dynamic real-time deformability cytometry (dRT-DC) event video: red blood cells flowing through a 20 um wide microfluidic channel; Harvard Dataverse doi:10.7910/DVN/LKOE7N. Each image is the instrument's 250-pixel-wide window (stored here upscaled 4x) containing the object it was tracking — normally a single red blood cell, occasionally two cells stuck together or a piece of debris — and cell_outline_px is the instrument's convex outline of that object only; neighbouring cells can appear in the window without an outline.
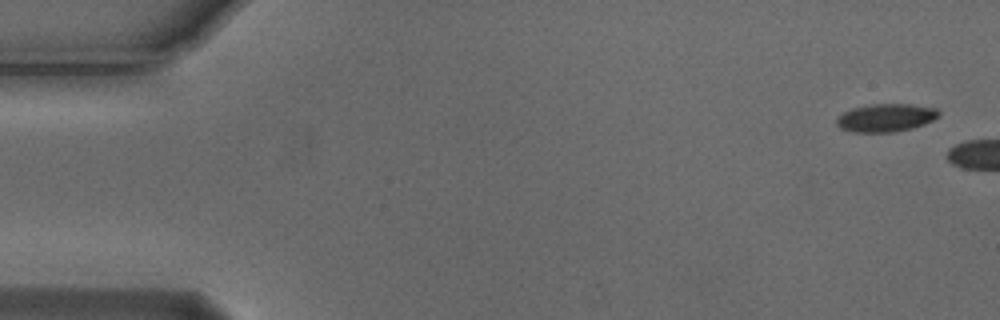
{"species": "Egyptian fruit bat (a non-hibernating species)", "species_latin": "Rousettus aegyptiacus", "temperature_condition": "cold", "stored_images_in_passage": 2, "camera_frame_rate_fps": 3000, "um_per_image_px": 0.085, "animal": {"sex": "male"}, "frame": {"image": 1, "passage_image": 1, "time_ms": 0.0, "image_size_px": [1000, 320], "cell_outline_px": [[940, 116], [924, 124], [912, 128], [892, 132], [852, 132], [840, 128], [836, 124], [836, 120], [844, 112], [852, 108], [872, 104], [908, 104], [936, 108], [940, 112]], "centroid_in_image_um": [75.3, 10.01], "position_along_channel_um": 9.7, "area_um2": 16.59}}